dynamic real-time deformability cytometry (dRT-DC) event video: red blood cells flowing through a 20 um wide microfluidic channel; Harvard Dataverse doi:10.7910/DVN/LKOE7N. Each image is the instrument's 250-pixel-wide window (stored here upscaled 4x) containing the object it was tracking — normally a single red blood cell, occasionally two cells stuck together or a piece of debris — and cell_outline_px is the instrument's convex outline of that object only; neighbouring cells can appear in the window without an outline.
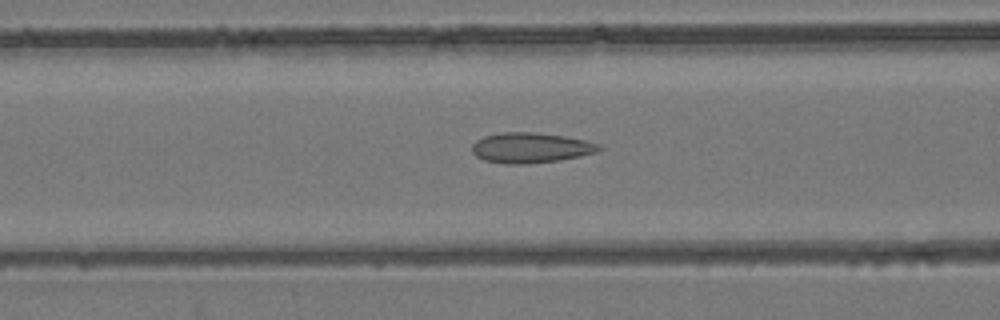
{"species": "common noctule bat (a hibernating species)", "species_latin": "Nyctalus noctula", "temperature_condition": "room temperature", "stored_images_in_passage": 37, "camera_frame_rate_fps": 3000, "um_per_image_px": 0.085, "animal": {"sex": "female", "body_mass_g": 24.6, "forearm_length_mm": 56.2}, "frame": {"image": 1, "passage_image": 12, "time_ms": 3.667, "image_size_px": [1000, 320], "cell_outline_px": [[604, 148], [596, 152], [560, 160], [528, 164], [508, 164], [484, 160], [476, 156], [472, 152], [472, 144], [476, 140], [484, 136], [504, 132], [536, 132], [564, 136], [584, 140], [600, 144]], "centroid_in_image_um": [45.1, 12.56], "position_along_channel_um": 121.5, "area_um2": 22.43}}
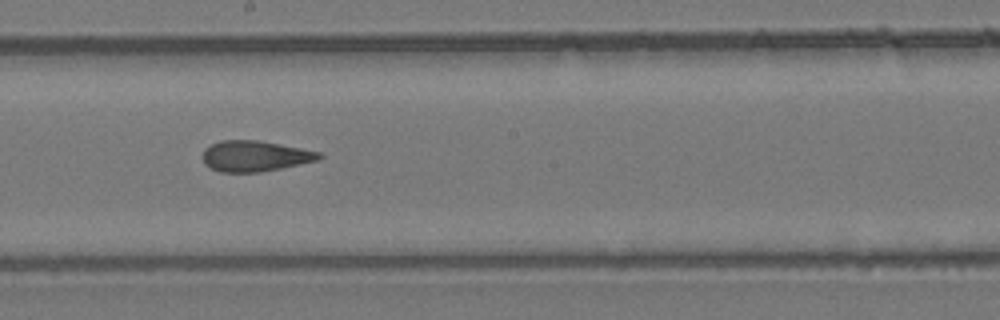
{"frame": {"image": 2, "passage_image": 20, "time_ms": 6.333, "image_size_px": [1000, 320], "cell_outline_px": [[324, 156], [316, 160], [280, 168], [260, 172], [220, 172], [204, 164], [204, 148], [220, 140], [256, 140], [300, 148], [320, 152]], "centroid_in_image_um": [21.64, 13.26], "position_along_channel_um": 226.6, "area_um2": 20.52}}
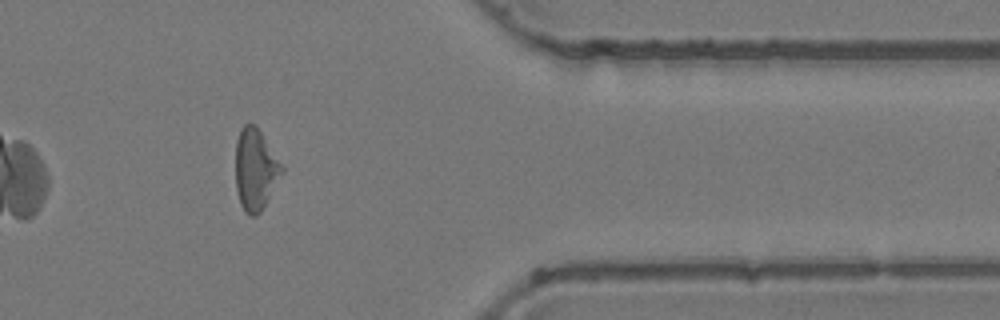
{"frame": {"image": 3, "passage_image": 34, "time_ms": 11.0, "image_size_px": [1000, 320], "cell_outline_px": [[284, 172], [260, 212], [256, 216], [248, 216], [244, 212], [240, 204], [236, 192], [236, 140], [240, 128], [244, 124], [256, 124], [284, 168]], "centroid_in_image_um": [21.7, 14.41], "position_along_channel_um": 389.7, "area_um2": 22.08}, "authors_computed_cell_mechanics": {"area_um2": 21.7906, "velocity_mm_per_s": 3.9462, "shape_relaxation_time_tau1_ms": null, "shape_relaxation_time_tau2_ms": 2.4502, "deformation_change_tau1": null, "deformation_change_tau2": 0.1059}}